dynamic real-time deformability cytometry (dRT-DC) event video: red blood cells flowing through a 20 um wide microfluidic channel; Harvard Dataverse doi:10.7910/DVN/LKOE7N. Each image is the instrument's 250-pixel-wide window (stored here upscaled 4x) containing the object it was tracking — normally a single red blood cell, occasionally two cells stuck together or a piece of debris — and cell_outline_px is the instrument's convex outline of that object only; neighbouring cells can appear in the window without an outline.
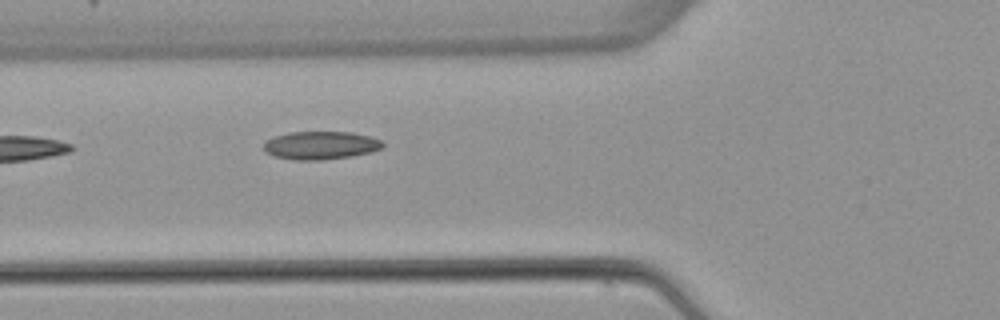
{"species": "common noctule bat (a hibernating species)", "species_latin": "Nyctalus noctula", "temperature_condition": "warm", "stored_images_in_passage": 5, "camera_frame_rate_fps": 3000, "um_per_image_px": 0.085, "animal": {"sex": "female", "body_mass_g": 22.7, "forearm_length_mm": 54.2}, "frame": {"image": 1, "passage_image": 5, "time_ms": 5.333, "image_size_px": [1000, 320], "cell_outline_px": [[384, 144], [380, 148], [372, 152], [352, 156], [324, 160], [292, 160], [276, 156], [268, 152], [264, 148], [264, 144], [268, 140], [276, 136], [288, 132], [352, 132], [368, 136], [380, 140]], "centroid_in_image_um": [27.28, 12.36], "position_along_channel_um": 98.5, "area_um2": 19.31}}